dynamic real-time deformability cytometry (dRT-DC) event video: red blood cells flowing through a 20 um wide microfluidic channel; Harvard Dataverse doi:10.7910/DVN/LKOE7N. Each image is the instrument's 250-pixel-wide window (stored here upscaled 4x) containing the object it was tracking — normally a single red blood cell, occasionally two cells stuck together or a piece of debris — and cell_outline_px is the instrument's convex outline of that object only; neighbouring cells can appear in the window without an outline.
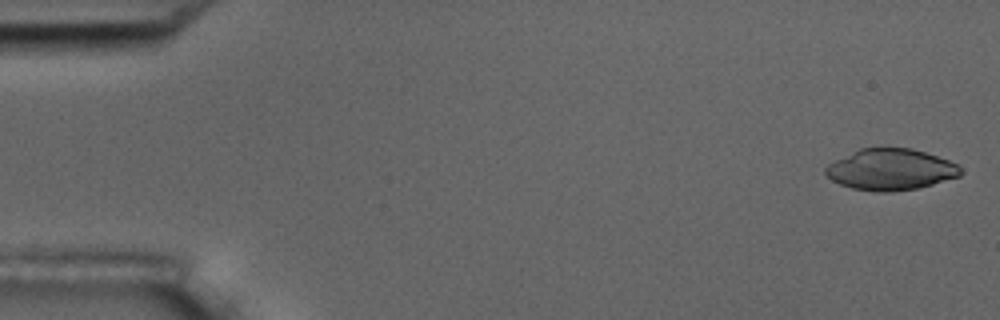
{"species": "common noctule bat (a hibernating species)", "species_latin": "Nyctalus noctula", "temperature_condition": "room temperature", "stored_images_in_passage": 56, "camera_frame_rate_fps": 3000, "um_per_image_px": 0.085, "animal": {"sex": "male", "body_mass_g": 17.5, "forearm_length_mm": 52.3}, "frame": {"image": 1, "passage_image": 2, "time_ms": 0.333, "image_size_px": [1000, 320], "cell_outline_px": [[960, 176], [932, 184], [916, 188], [892, 192], [876, 192], [852, 188], [840, 184], [832, 180], [824, 172], [824, 168], [828, 164], [860, 148], [912, 148], [948, 160], [956, 164], [960, 168]], "centroid_in_image_um": [75.68, 14.41], "position_along_channel_um": 9.3, "area_um2": 32.14}}